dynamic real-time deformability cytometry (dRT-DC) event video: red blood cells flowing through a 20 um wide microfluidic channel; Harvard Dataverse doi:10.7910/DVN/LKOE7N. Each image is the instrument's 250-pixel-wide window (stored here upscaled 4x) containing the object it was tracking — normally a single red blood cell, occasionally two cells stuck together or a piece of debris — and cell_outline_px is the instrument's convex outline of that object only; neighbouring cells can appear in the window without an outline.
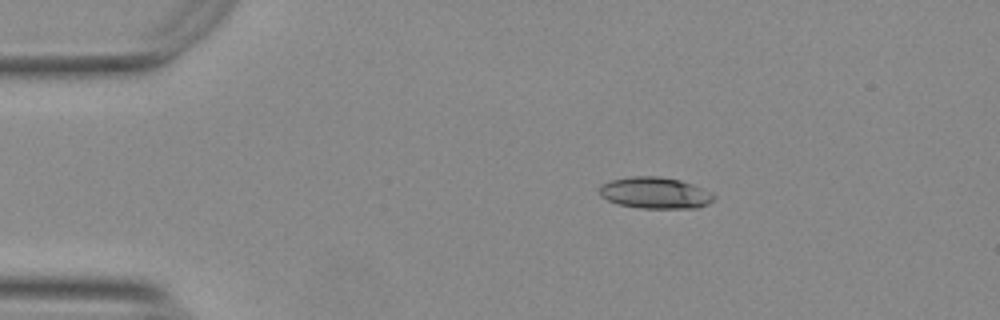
{"species": "Egyptian fruit bat (a non-hibernating species)", "species_latin": "Rousettus aegyptiacus", "temperature_condition": "warm", "stored_images_in_passage": 45, "camera_frame_rate_fps": 3000, "um_per_image_px": 0.085, "animal": {"sex": "female"}, "frame": {"image": 1, "passage_image": 1, "time_ms": 0.0, "image_size_px": [1000, 320], "cell_outline_px": [[716, 196], [708, 204], [696, 208], [640, 208], [620, 204], [608, 200], [600, 196], [600, 188], [604, 184], [612, 180], [632, 176], [660, 176], [680, 180], [692, 184]], "centroid_in_image_um": [55.68, 16.4], "position_along_channel_um": 29.3, "area_um2": 20.63}}
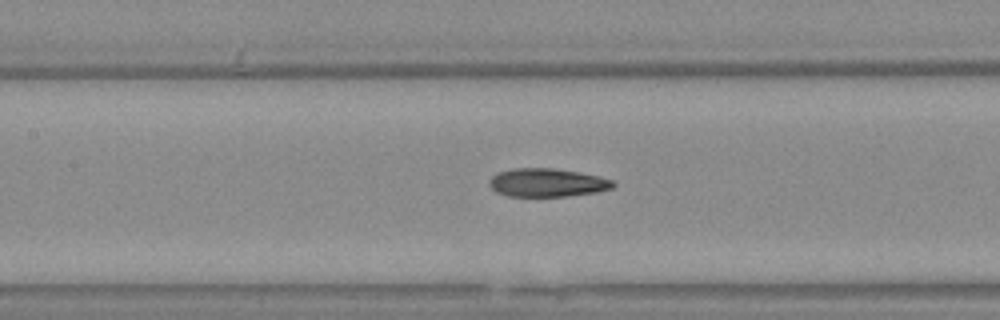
{"frame": {"image": 2, "passage_image": 16, "time_ms": 5.0, "image_size_px": [1000, 320], "cell_outline_px": [[616, 184], [612, 188], [596, 192], [568, 196], [508, 196], [496, 192], [488, 184], [492, 176], [500, 172], [512, 168], [552, 168], [576, 172], [596, 176], [612, 180]], "centroid_in_image_um": [46.48, 15.53], "position_along_channel_um": 160.9, "area_um2": 20.23}}
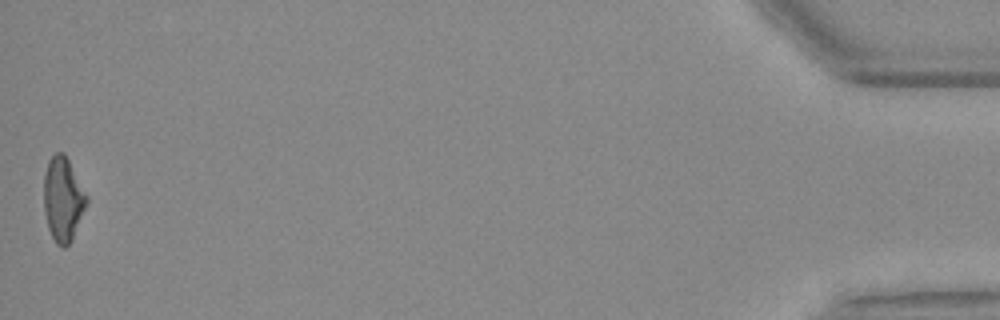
{"frame": {"image": 3, "passage_image": 45, "time_ms": 14.667, "image_size_px": [1000, 320], "cell_outline_px": [[88, 200], [72, 240], [64, 248], [56, 244], [48, 228], [44, 212], [44, 172], [48, 160], [56, 152], [64, 152], [88, 196]], "centroid_in_image_um": [5.34, 16.92], "position_along_channel_um": 429.9, "area_um2": 20.98}, "authors_computed_cell_mechanics": {"area_um2": 20.808, "velocity_mm_per_s": 3.7782, "shape_relaxation_time_tau1_ms": 4.8386, "shape_relaxation_time_tau2_ms": 2.3817, "deformation_change_tau1": 0.1843, "deformation_change_tau2": 0.1097}}